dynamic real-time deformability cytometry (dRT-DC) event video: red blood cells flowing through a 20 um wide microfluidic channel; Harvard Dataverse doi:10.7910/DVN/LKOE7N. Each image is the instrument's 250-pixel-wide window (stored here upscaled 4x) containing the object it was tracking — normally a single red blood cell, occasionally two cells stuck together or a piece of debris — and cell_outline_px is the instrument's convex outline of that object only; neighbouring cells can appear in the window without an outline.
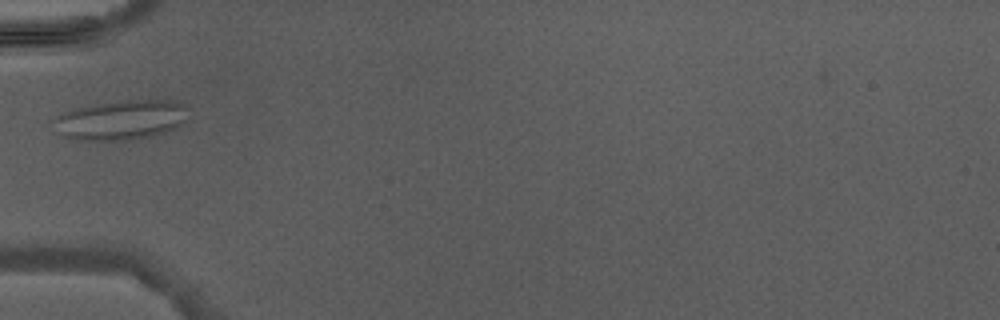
{"species": "Egyptian fruit bat (a non-hibernating species)", "species_latin": "Rousettus aegyptiacus", "temperature_condition": "warm", "stored_images_in_passage": 4, "camera_frame_rate_fps": 3000, "um_per_image_px": 0.085, "animal": {"sex": "male"}, "frame": {"image": 1, "passage_image": 3, "time_ms": 2.667, "image_size_px": [1000, 320], "cell_outline_px": [[188, 108], [184, 120], [176, 128], [164, 132], [148, 136], [124, 140], [76, 140], [60, 136], [52, 120], [56, 116], [64, 112], [76, 108], [92, 104], [132, 100], [172, 100], [188, 104]], "centroid_in_image_um": [10.26, 10.19], "position_along_channel_um": 74.7, "area_um2": 31.1}}